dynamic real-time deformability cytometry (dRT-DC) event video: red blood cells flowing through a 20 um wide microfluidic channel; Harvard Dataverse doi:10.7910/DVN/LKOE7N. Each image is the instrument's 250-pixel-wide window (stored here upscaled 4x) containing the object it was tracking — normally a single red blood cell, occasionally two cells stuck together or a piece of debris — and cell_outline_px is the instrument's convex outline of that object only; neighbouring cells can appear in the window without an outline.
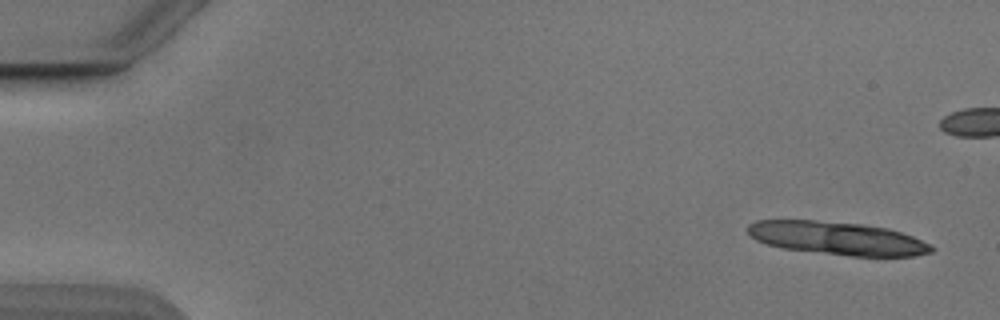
{"species": "Egyptian fruit bat (a non-hibernating species)", "species_latin": "Rousettus aegyptiacus", "temperature_condition": "cold", "stored_images_in_passage": 15, "camera_frame_rate_fps": 3000, "um_per_image_px": 0.085, "animal": {"sex": "male"}, "frame": {"image": 1, "passage_image": 3, "time_ms": 0.667, "image_size_px": [1000, 320], "cell_outline_px": [[932, 252], [912, 256], [848, 256], [780, 248], [756, 240], [748, 232], [748, 224], [756, 220], [816, 220], [860, 224], [888, 228], [912, 236], [928, 244], [932, 248]], "centroid_in_image_um": [71.12, 20.25], "position_along_channel_um": 13.9, "area_um2": 35.26}}